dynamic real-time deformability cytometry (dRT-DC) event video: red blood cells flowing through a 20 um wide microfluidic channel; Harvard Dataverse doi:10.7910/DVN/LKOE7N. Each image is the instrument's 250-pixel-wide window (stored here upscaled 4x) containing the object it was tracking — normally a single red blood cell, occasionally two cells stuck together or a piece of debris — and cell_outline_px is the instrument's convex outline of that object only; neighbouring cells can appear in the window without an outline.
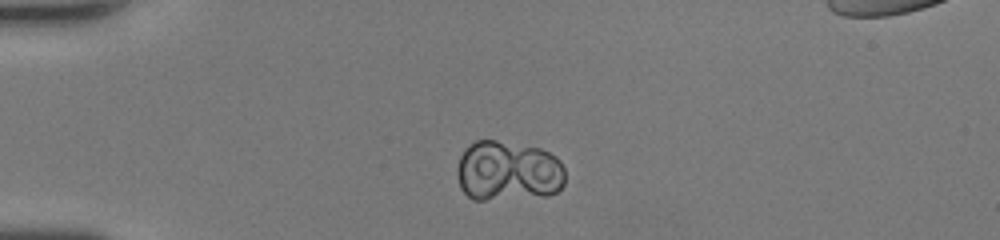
{"species": "human", "species_latin": "Homo sapiens", "temperature_condition": "room temperature", "stored_images_in_passage": 37, "camera_frame_rate_fps": 3000, "um_per_image_px": 0.085, "donor": {"sex": "female"}, "frame": {"image": 1, "passage_image": 2, "time_ms": 0.333, "image_size_px": [1000, 240], "cell_outline_px": [[564, 184], [556, 192], [548, 196], [484, 200], [472, 200], [460, 188], [456, 172], [460, 156], [476, 140], [496, 140], [540, 148], [556, 156], [560, 160], [564, 168]], "centroid_in_image_um": [43.2, 14.56], "position_along_channel_um": 41.8, "area_um2": 38.26}}
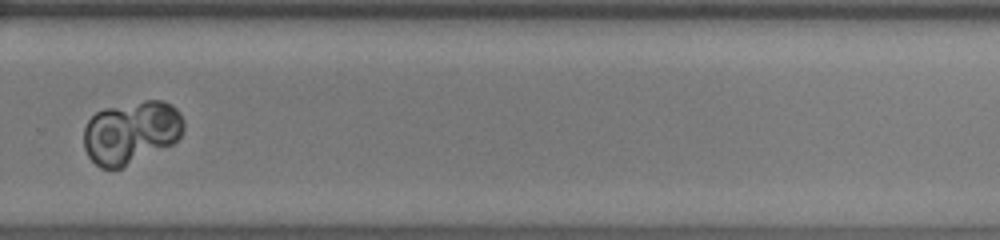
{"frame": {"image": 2, "passage_image": 24, "time_ms": 7.667, "image_size_px": [1000, 240], "cell_outline_px": [[184, 128], [180, 136], [172, 144], [120, 168], [100, 168], [88, 156], [84, 148], [84, 128], [88, 120], [96, 112], [104, 108], [144, 100], [160, 100], [176, 108], [180, 112], [184, 120]], "centroid_in_image_um": [11.14, 11.23], "position_along_channel_um": 318.7, "area_um2": 36.41}}
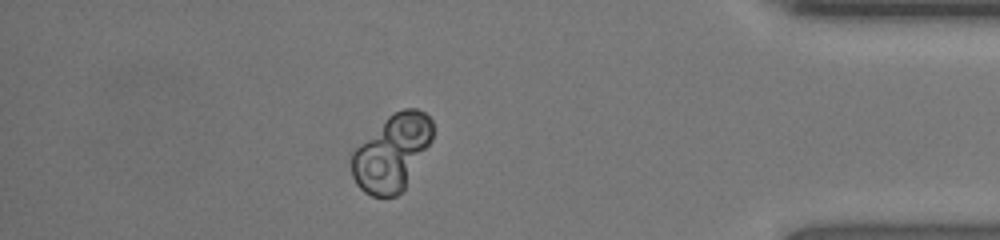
{"frame": {"image": 3, "passage_image": 32, "time_ms": 10.333, "image_size_px": [1000, 240], "cell_outline_px": [[432, 140], [404, 188], [396, 196], [372, 196], [364, 192], [356, 184], [352, 176], [352, 152], [388, 116], [404, 108], [416, 108], [424, 112], [432, 120]], "centroid_in_image_um": [33.32, 12.98], "position_along_channel_um": 401.9, "area_um2": 35.32}, "authors_computed_cell_mechanics": {"area_um2": 37.2232, "velocity_mm_per_s": 4.3218, "shape_relaxation_time_tau1_ms": 1.4281, "shape_relaxation_time_tau2_ms": null, "deformation_change_tau1": 0.0268, "deformation_change_tau2": null}}